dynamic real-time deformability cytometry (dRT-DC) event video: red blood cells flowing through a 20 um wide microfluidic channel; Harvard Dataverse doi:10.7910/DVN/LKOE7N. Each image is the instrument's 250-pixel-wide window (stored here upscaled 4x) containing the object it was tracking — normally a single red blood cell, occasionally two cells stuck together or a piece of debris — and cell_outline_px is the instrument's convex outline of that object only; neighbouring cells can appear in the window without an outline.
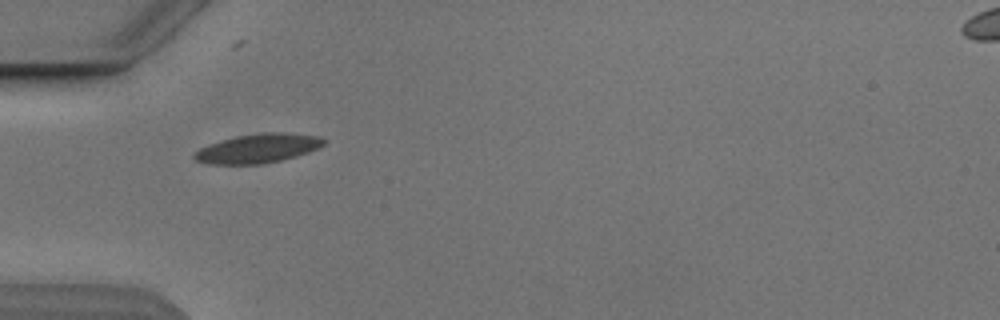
{"species": "Egyptian fruit bat (a non-hibernating species)", "species_latin": "Rousettus aegyptiacus", "temperature_condition": "cold", "stored_images_in_passage": 3, "camera_frame_rate_fps": 3000, "um_per_image_px": 0.085, "animal": {"sex": "male"}, "frame": {"image": 1, "passage_image": 2, "time_ms": 1.333, "image_size_px": [1000, 320], "cell_outline_px": [[324, 144], [320, 148], [296, 156], [280, 160], [260, 164], [208, 164], [196, 160], [192, 156], [200, 148], [208, 144], [236, 136], [264, 132], [284, 132], [320, 136], [324, 140]], "centroid_in_image_um": [21.93, 12.61], "position_along_channel_um": 63.1, "area_um2": 21.91}}
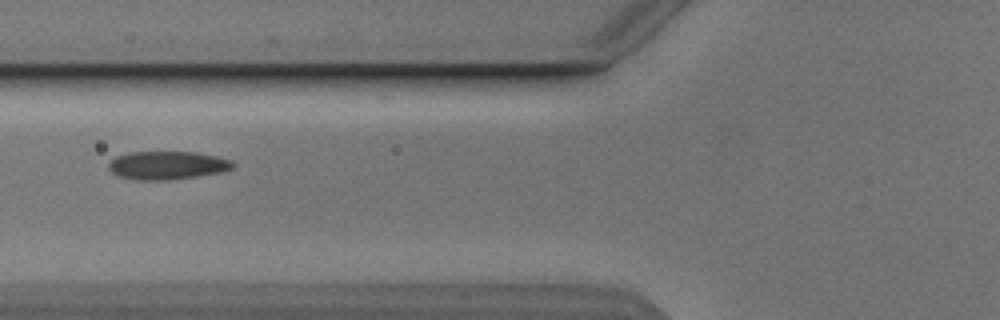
{"frame": {"image": 2, "passage_image": 3, "time_ms": 2.667, "image_size_px": [1000, 320], "cell_outline_px": [[236, 164], [232, 168], [220, 172], [196, 176], [168, 180], [136, 180], [116, 176], [108, 168], [108, 164], [116, 156], [128, 152], [196, 152], [216, 156], [232, 160]], "centroid_in_image_um": [14.19, 14.05], "position_along_channel_um": 111.6, "area_um2": 20.52}}